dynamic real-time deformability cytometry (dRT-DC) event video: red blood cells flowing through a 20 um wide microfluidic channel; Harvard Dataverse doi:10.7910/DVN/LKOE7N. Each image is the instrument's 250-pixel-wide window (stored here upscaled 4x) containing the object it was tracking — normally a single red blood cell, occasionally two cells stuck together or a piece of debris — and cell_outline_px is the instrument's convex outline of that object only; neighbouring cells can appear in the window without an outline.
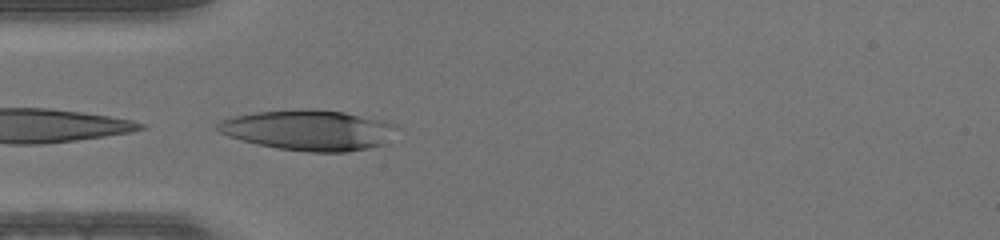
{"species": "human", "species_latin": "Homo sapiens", "temperature_condition": "warm", "stored_images_in_passage": 5, "camera_frame_rate_fps": 3000, "um_per_image_px": 0.085, "donor": {"sex": "male"}, "frame": {"image": 1, "passage_image": 5, "time_ms": 1.333, "image_size_px": [1000, 240], "cell_outline_px": [[400, 128], [384, 144], [368, 148], [348, 152], [308, 152], [276, 148], [256, 144], [228, 136], [216, 132], [212, 128], [220, 120], [236, 116], [256, 112], [300, 108], [308, 108], [344, 112], [384, 120], [396, 124]], "centroid_in_image_um": [26.23, 11.06], "position_along_channel_um": 58.8, "area_um2": 42.83}}